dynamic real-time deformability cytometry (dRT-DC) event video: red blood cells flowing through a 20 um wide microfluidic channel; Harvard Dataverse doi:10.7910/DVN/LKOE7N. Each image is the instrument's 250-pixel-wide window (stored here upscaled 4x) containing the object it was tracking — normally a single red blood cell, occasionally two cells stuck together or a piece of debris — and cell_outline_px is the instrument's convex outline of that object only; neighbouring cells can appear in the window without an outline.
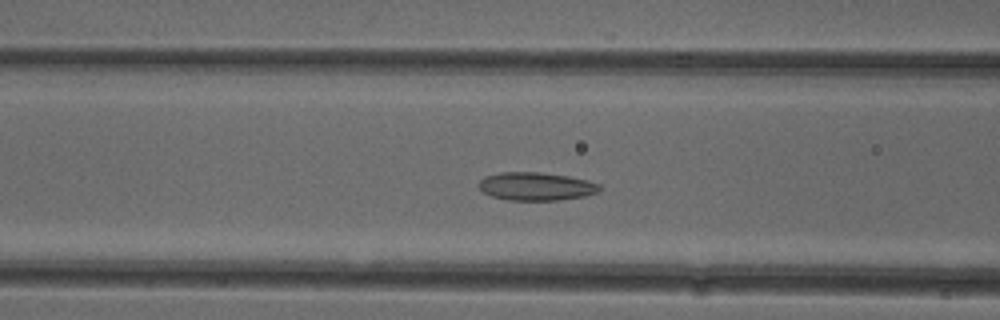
{"species": "common noctule bat (a hibernating species)", "species_latin": "Nyctalus noctula", "temperature_condition": "cold", "stored_images_in_passage": 38, "camera_frame_rate_fps": 3000, "um_per_image_px": 0.085, "animal": {"sex": "female"}, "frame": {"image": 1, "passage_image": 17, "time_ms": 5.333, "image_size_px": [1000, 320], "cell_outline_px": [[604, 188], [600, 192], [584, 196], [560, 200], [508, 200], [492, 196], [484, 192], [480, 188], [480, 180], [484, 176], [500, 172], [540, 172], [568, 176], [588, 180], [600, 184]], "centroid_in_image_um": [45.63, 15.84], "position_along_channel_um": 121.0, "area_um2": 19.94}}
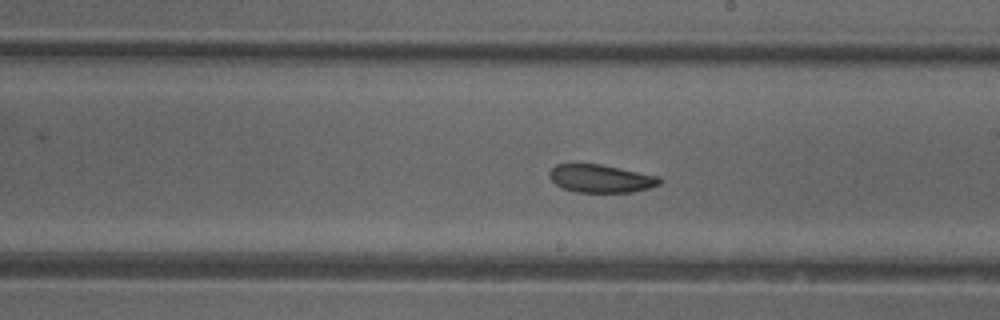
{"frame": {"image": 2, "passage_image": 26, "time_ms": 8.333, "image_size_px": [1000, 320], "cell_outline_px": [[664, 180], [660, 184], [648, 188], [632, 192], [576, 192], [564, 188], [556, 184], [552, 180], [548, 172], [556, 164], [600, 164], [660, 176]], "centroid_in_image_um": [51.11, 15.17], "position_along_channel_um": 237.9, "area_um2": 17.92}}
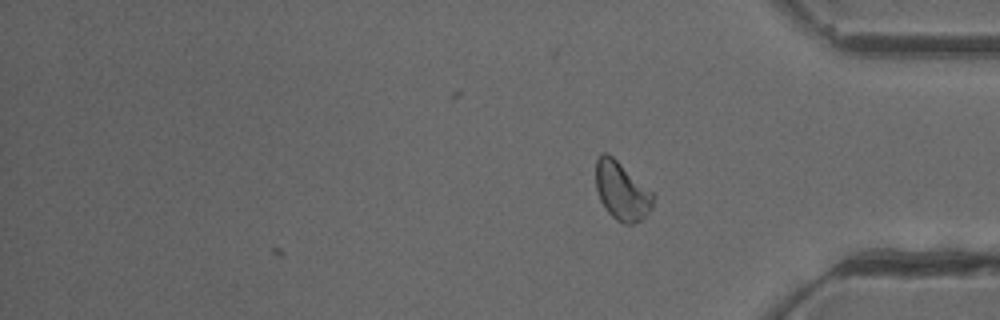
{"frame": {"image": 3, "passage_image": 38, "time_ms": 12.333, "image_size_px": [1000, 320], "cell_outline_px": [[656, 196], [652, 208], [640, 220], [632, 224], [624, 224], [616, 220], [604, 208], [600, 200], [596, 188], [596, 160], [604, 152], [612, 156], [652, 192]], "centroid_in_image_um": [52.85, 16.26], "position_along_channel_um": 382.4, "area_um2": 19.25}, "authors_computed_cell_mechanics": {"area_um2": 19.3919, "velocity_mm_per_s": 3.8946, "shape_relaxation_time_tau1_ms": null, "shape_relaxation_time_tau2_ms": 1.5383, "deformation_change_tau1": null, "deformation_change_tau2": 0.0639}}